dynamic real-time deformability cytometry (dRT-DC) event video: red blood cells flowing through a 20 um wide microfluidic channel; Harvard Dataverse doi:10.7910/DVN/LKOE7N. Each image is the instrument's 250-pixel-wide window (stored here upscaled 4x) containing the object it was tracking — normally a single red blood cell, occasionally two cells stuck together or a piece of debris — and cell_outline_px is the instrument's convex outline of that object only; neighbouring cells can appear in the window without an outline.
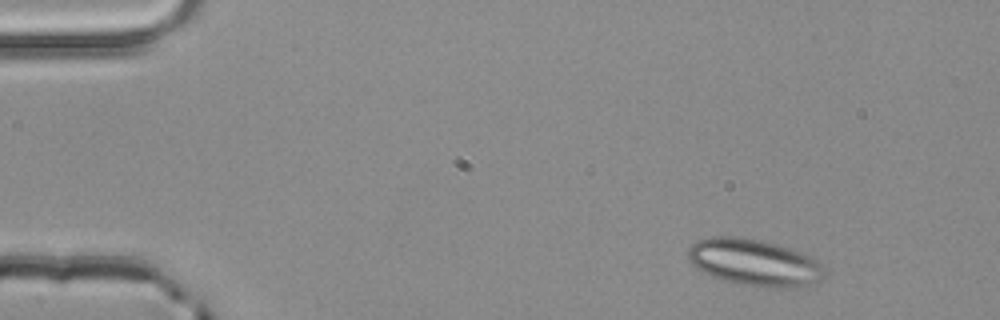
{"species": "common noctule bat (a hibernating species)", "species_latin": "Nyctalus noctula", "temperature_condition": "room temperature", "stored_images_in_passage": 3, "camera_frame_rate_fps": 3000, "um_per_image_px": 0.085, "animal": {"sex": "male", "body_mass_g": 20.4}, "frame": {"image": 1, "passage_image": 1, "time_ms": 0.0, "image_size_px": [1000, 320], "cell_outline_px": [[824, 276], [816, 284], [796, 288], [764, 288], [740, 284], [724, 280], [712, 276], [696, 268], [692, 264], [688, 256], [688, 248], [696, 240], [712, 236], [732, 236], [760, 240], [776, 244], [812, 256], [820, 264], [824, 272]], "centroid_in_image_um": [64.13, 22.33], "position_along_channel_um": 20.9, "area_um2": 37.4}}